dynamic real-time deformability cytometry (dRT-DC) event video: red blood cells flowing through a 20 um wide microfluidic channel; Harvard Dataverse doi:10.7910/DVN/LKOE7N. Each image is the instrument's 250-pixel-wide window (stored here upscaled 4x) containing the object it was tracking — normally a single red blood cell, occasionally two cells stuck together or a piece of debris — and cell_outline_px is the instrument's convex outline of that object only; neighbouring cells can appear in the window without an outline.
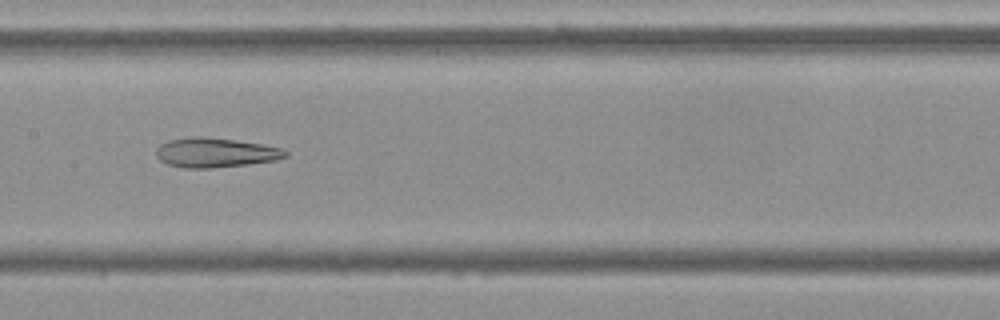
{"species": "Egyptian fruit bat (a non-hibernating species)", "species_latin": "Rousettus aegyptiacus", "temperature_condition": "cold", "stored_images_in_passage": 55, "camera_frame_rate_fps": 3000, "um_per_image_px": 0.085, "frame": {"image": 1, "passage_image": 27, "time_ms": 8.667, "image_size_px": [1000, 320], "cell_outline_px": [[288, 156], [276, 160], [248, 164], [212, 168], [184, 168], [168, 164], [160, 160], [156, 156], [156, 148], [160, 144], [168, 140], [188, 136], [204, 136], [236, 140], [284, 148], [288, 152]], "centroid_in_image_um": [18.3, 12.96], "position_along_channel_um": 189.1, "area_um2": 22.48}}
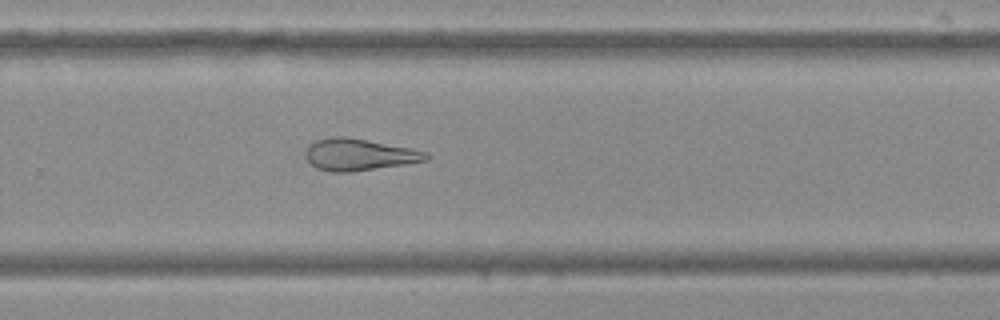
{"frame": {"image": 2, "passage_image": 36, "time_ms": 11.667, "image_size_px": [1000, 320], "cell_outline_px": [[432, 156], [428, 160], [404, 164], [352, 172], [332, 172], [316, 168], [304, 156], [304, 152], [308, 144], [316, 140], [336, 136], [344, 136], [368, 140], [412, 148], [428, 152]], "centroid_in_image_um": [30.52, 13.14], "position_along_channel_um": 299.3, "area_um2": 22.54}}
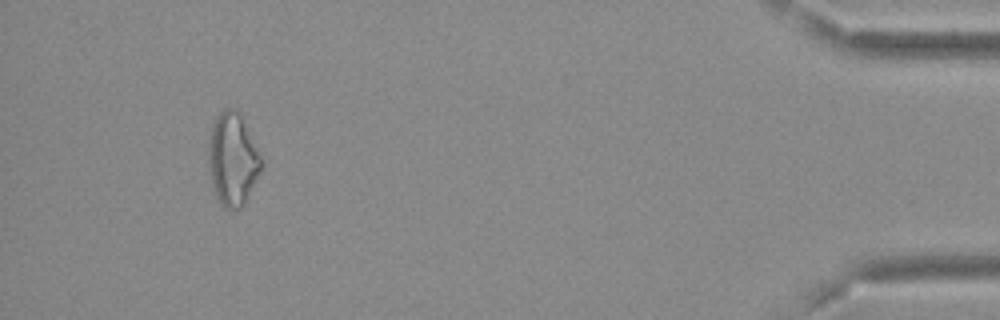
{"frame": {"image": 3, "passage_image": 51, "time_ms": 16.667, "image_size_px": [1000, 320], "cell_outline_px": [[264, 164], [244, 204], [240, 208], [232, 212], [228, 212], [224, 208], [216, 196], [212, 184], [208, 160], [208, 148], [212, 128], [216, 116], [224, 108], [236, 108], [240, 112], [264, 160]], "centroid_in_image_um": [19.8, 13.55], "position_along_channel_um": 415.4, "area_um2": 28.9}, "authors_computed_cell_mechanics": {"area_um2": 26.4146, "velocity_mm_per_s": 3.6819, "shape_relaxation_time_tau1_ms": null, "shape_relaxation_time_tau2_ms": 5.8122, "deformation_change_tau1": null, "deformation_change_tau2": 0.1663}}